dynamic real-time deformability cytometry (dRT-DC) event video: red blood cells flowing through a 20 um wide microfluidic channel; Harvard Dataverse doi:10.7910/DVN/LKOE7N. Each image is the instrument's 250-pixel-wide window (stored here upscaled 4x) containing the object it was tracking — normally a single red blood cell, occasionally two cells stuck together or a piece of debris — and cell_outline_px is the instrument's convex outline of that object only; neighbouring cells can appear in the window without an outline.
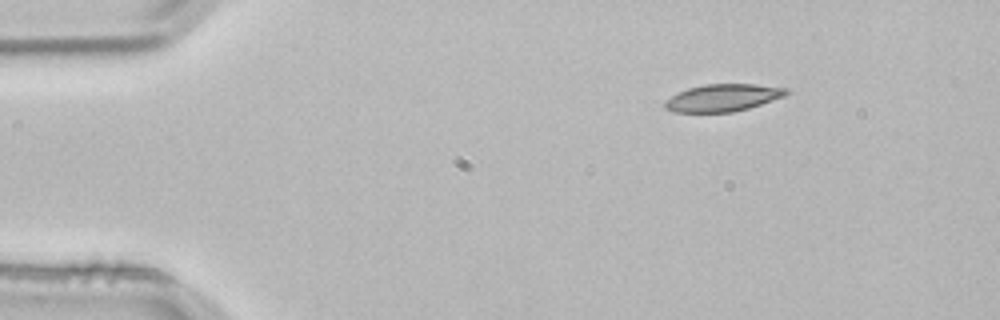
{"species": "common noctule bat (a hibernating species)", "species_latin": "Nyctalus noctula", "temperature_condition": "room temperature", "stored_images_in_passage": 3, "camera_frame_rate_fps": 3000, "um_per_image_px": 0.085, "animal": {"sex": "male", "body_mass_g": 21.5, "forearm_length_mm": 52.0}, "frame": {"image": 1, "passage_image": 1, "time_ms": 0.0, "image_size_px": [1000, 320], "cell_outline_px": [[792, 92], [784, 96], [748, 108], [732, 112], [672, 112], [664, 108], [664, 100], [688, 88], [704, 84], [756, 84], [788, 88]], "centroid_in_image_um": [61.45, 8.3], "position_along_channel_um": 23.6, "area_um2": 19.31}}
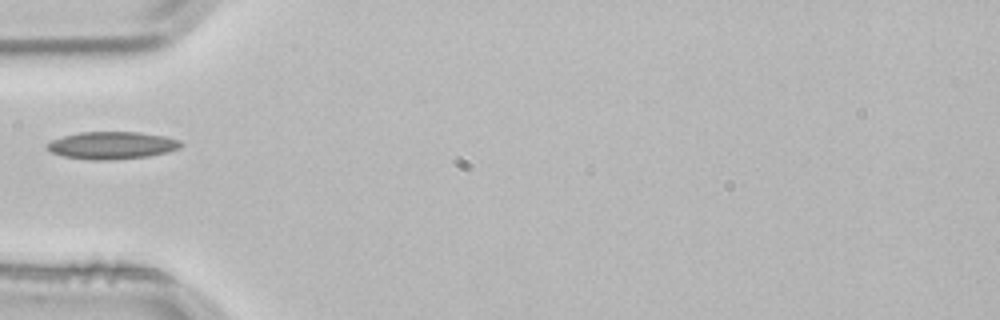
{"frame": {"image": 2, "passage_image": 3, "time_ms": 0.667, "image_size_px": [1000, 320], "cell_outline_px": [[184, 144], [180, 148], [168, 152], [148, 156], [108, 160], [92, 160], [64, 156], [52, 152], [44, 148], [44, 144], [52, 140], [64, 136], [80, 132], [140, 132], [164, 136], [180, 140]], "centroid_in_image_um": [9.52, 12.35], "position_along_channel_um": 75.5, "area_um2": 21.44}}